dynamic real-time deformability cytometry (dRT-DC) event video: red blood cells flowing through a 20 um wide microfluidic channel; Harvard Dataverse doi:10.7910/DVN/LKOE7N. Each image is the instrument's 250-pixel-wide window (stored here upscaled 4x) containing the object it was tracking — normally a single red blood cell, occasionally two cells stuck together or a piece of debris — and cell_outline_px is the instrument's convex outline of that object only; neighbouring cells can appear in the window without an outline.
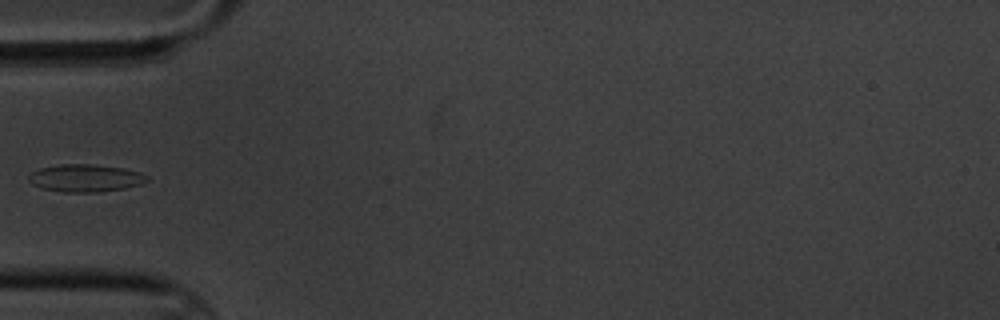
{"species": "common noctule bat (a hibernating species)", "species_latin": "Nyctalus noctula", "temperature_condition": "cold", "stored_images_in_passage": 4, "camera_frame_rate_fps": 3000, "um_per_image_px": 0.085, "animal": {"sex": "male", "body_mass_g": 20.1, "forearm_length_mm": 53.5}, "frame": {"image": 1, "passage_image": 4, "time_ms": 3.667, "image_size_px": [1000, 320], "cell_outline_px": [[152, 180], [140, 184], [124, 188], [100, 192], [64, 192], [40, 188], [32, 184], [28, 180], [28, 176], [32, 172], [40, 168], [60, 164], [92, 164], [124, 168], [140, 172], [148, 176]], "centroid_in_image_um": [7.28, 15.13], "position_along_channel_um": 77.7, "area_um2": 19.13}}